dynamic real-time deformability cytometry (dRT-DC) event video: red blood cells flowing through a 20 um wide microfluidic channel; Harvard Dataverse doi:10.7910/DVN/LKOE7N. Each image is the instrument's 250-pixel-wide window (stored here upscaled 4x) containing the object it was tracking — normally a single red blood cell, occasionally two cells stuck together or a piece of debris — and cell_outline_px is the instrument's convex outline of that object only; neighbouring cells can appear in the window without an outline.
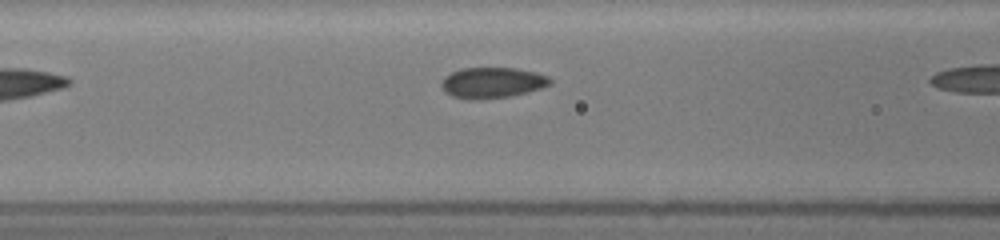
{"species": "common noctule bat (a hibernating species)", "species_latin": "Nyctalus noctula", "temperature_condition": "room temperature", "stored_images_in_passage": 4, "camera_frame_rate_fps": 3000, "um_per_image_px": 0.085, "animal": {"sex": "female", "body_mass_g": 19.5, "forearm_length_mm": 54.1}, "frame": {"image": 1, "passage_image": 3, "time_ms": 0.333, "image_size_px": [1000, 240], "cell_outline_px": [[552, 84], [528, 92], [508, 96], [472, 100], [452, 96], [444, 92], [440, 84], [444, 76], [460, 68], [516, 68], [536, 72], [548, 76], [552, 80]], "centroid_in_image_um": [41.82, 7.02], "position_along_channel_um": 124.8, "area_um2": 19.54}}